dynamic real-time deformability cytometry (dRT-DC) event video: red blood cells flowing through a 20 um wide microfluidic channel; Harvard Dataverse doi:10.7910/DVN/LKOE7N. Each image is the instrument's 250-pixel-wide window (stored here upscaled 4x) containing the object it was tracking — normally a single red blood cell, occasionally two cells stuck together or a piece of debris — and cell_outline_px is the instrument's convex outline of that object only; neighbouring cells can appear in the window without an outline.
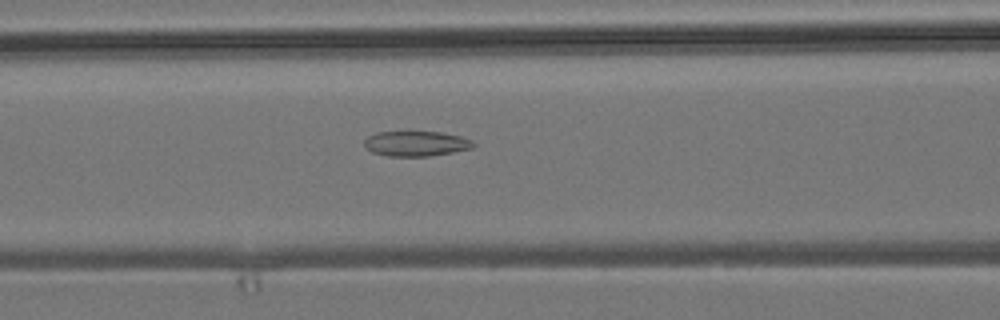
{"species": "common noctule bat (a hibernating species)", "species_latin": "Nyctalus noctula", "temperature_condition": "room temperature", "stored_images_in_passage": 7, "camera_frame_rate_fps": 3000, "um_per_image_px": 0.085, "animal": {"sex": "male", "body_mass_g": 19.2, "forearm_length_mm": 51.8}, "frame": {"image": 1, "passage_image": 7, "time_ms": 7.0, "image_size_px": [1000, 320], "cell_outline_px": [[476, 144], [472, 148], [452, 152], [428, 156], [388, 156], [372, 152], [364, 148], [364, 140], [368, 136], [376, 132], [408, 128], [440, 132], [460, 136], [472, 140]], "centroid_in_image_um": [35.3, 12.15], "position_along_channel_um": 131.3, "area_um2": 16.88}}